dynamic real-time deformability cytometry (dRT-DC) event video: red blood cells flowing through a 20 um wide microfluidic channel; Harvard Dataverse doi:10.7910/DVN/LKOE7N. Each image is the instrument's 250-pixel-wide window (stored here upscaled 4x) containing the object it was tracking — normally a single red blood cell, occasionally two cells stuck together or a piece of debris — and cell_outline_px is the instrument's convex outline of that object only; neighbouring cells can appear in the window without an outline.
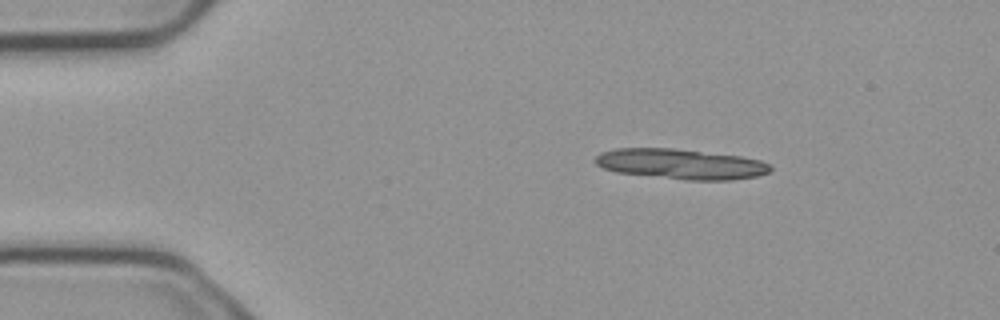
{"species": "common noctule bat (a hibernating species)", "species_latin": "Nyctalus noctula", "temperature_condition": "cold", "stored_images_in_passage": 3, "camera_frame_rate_fps": 3000, "um_per_image_px": 0.085, "animal": {"sex": "male", "body_mass_g": 23.1, "forearm_length_mm": 52.7}, "frame": {"image": 1, "passage_image": 2, "time_ms": 0.333, "image_size_px": [1000, 320], "cell_outline_px": [[772, 168], [768, 172], [756, 176], [732, 180], [688, 180], [616, 172], [604, 168], [596, 164], [596, 156], [600, 152], [616, 148], [672, 148], [740, 156], [760, 160], [772, 164]], "centroid_in_image_um": [57.88, 13.94], "position_along_channel_um": 27.1, "area_um2": 30.75}}